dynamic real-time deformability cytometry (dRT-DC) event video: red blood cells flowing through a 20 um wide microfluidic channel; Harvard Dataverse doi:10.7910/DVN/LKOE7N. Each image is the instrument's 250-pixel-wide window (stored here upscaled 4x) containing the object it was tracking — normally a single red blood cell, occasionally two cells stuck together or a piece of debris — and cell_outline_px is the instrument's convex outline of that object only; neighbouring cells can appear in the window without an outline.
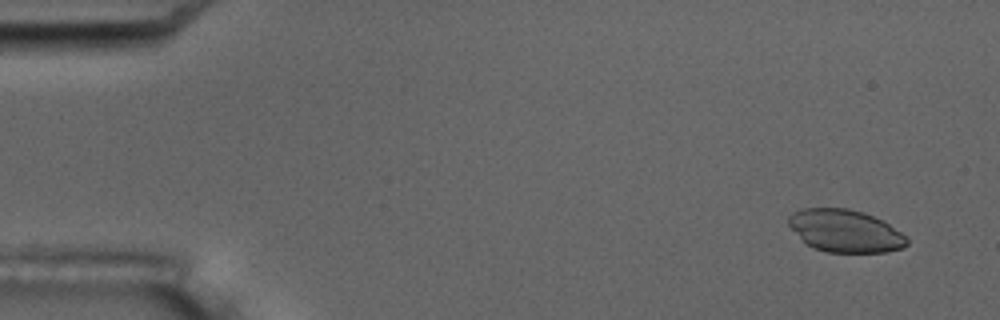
{"species": "common noctule bat (a hibernating species)", "species_latin": "Nyctalus noctula", "temperature_condition": "room temperature", "stored_images_in_passage": 5, "camera_frame_rate_fps": 3000, "um_per_image_px": 0.085, "animal": {"sex": "male", "body_mass_g": 17.5, "forearm_length_mm": 52.3}, "frame": {"image": 1, "passage_image": 1, "time_ms": 0.0, "image_size_px": [1000, 320], "cell_outline_px": [[908, 244], [904, 248], [888, 252], [828, 252], [812, 248], [788, 224], [788, 216], [792, 212], [804, 208], [848, 208], [864, 212], [888, 224], [900, 232], [908, 240]], "centroid_in_image_um": [71.84, 19.63], "position_along_channel_um": 13.2, "area_um2": 29.07}}